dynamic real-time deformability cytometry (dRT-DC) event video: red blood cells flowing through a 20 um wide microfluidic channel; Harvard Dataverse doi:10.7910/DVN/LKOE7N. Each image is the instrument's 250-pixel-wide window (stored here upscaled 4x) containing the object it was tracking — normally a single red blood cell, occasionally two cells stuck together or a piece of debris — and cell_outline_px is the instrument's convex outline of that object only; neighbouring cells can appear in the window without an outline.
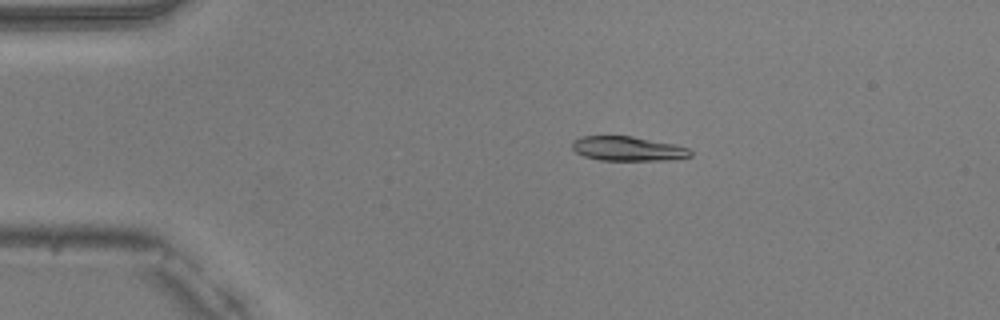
{"species": "common noctule bat (a hibernating species)", "species_latin": "Nyctalus noctula", "temperature_condition": "warm", "stored_images_in_passage": 44, "camera_frame_rate_fps": 3000, "um_per_image_px": 0.085, "animal": {"sex": "male", "body_mass_g": 20.5, "forearm_length_mm": 52.5}, "frame": {"image": 1, "passage_image": 4, "time_ms": 1.0, "image_size_px": [1000, 320], "cell_outline_px": [[692, 156], [668, 160], [600, 160], [584, 156], [576, 152], [572, 148], [572, 140], [584, 136], [632, 136], [672, 144], [688, 148], [692, 152]], "centroid_in_image_um": [53.34, 12.64], "position_along_channel_um": 31.7, "area_um2": 16.7}}
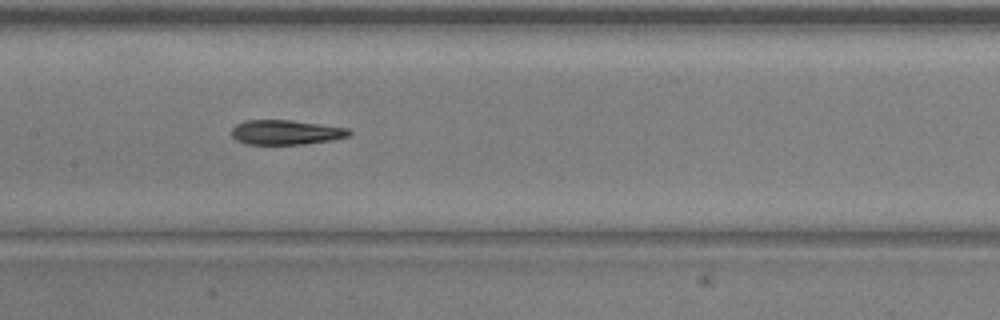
{"frame": {"image": 2, "passage_image": 19, "time_ms": 6.0, "image_size_px": [1000, 320], "cell_outline_px": [[352, 132], [348, 136], [332, 140], [304, 144], [248, 144], [236, 140], [232, 136], [232, 128], [236, 124], [244, 120], [288, 120], [320, 124], [348, 128]], "centroid_in_image_um": [24.29, 11.24], "position_along_channel_um": 183.1, "area_um2": 16.82}}
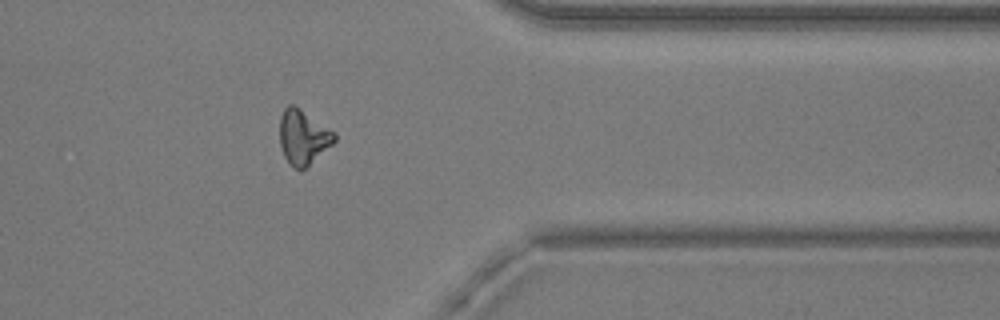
{"frame": {"image": 3, "passage_image": 35, "time_ms": 11.333, "image_size_px": [1000, 320], "cell_outline_px": [[336, 140], [332, 144], [304, 168], [292, 168], [288, 164], [284, 156], [280, 144], [280, 116], [284, 108], [288, 104], [292, 104], [300, 108], [336, 132]], "centroid_in_image_um": [25.75, 11.62], "position_along_channel_um": 385.6, "area_um2": 17.34}}